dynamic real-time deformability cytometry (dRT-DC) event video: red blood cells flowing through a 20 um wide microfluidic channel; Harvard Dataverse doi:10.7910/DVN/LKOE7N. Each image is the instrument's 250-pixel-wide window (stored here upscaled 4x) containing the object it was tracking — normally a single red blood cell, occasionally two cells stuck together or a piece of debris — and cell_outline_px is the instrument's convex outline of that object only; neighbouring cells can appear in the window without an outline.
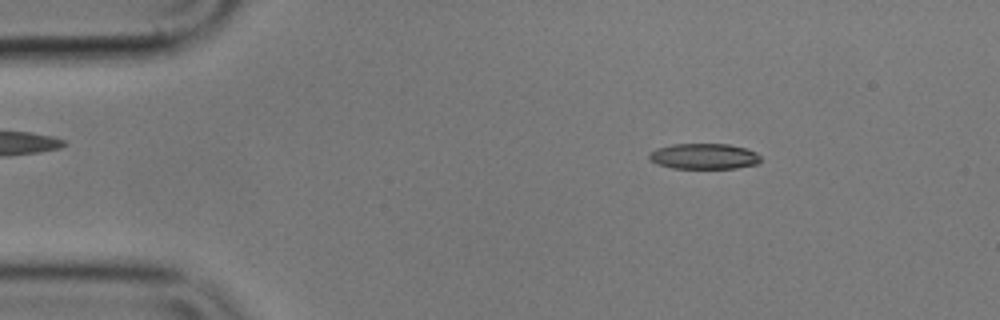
{"species": "common noctule bat (a hibernating species)", "species_latin": "Nyctalus noctula", "temperature_condition": "cold", "stored_images_in_passage": 53, "camera_frame_rate_fps": 3000, "um_per_image_px": 0.085, "animal": {"sex": "male", "body_mass_g": 17.9}, "frame": {"image": 1, "passage_image": 6, "time_ms": 1.667, "image_size_px": [1000, 320], "cell_outline_px": [[760, 160], [756, 164], [736, 168], [672, 168], [656, 164], [648, 160], [648, 156], [656, 148], [672, 144], [728, 144], [744, 148], [756, 152], [760, 156]], "centroid_in_image_um": [59.8, 13.29], "position_along_channel_um": 25.2, "area_um2": 16.65}}
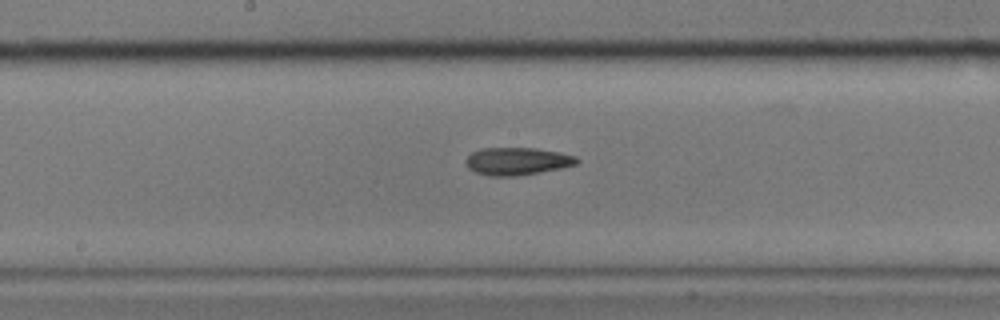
{"frame": {"image": 2, "passage_image": 26, "time_ms": 8.333, "image_size_px": [1000, 320], "cell_outline_px": [[580, 160], [576, 164], [560, 168], [540, 172], [516, 176], [488, 176], [476, 172], [468, 168], [464, 160], [472, 152], [480, 148], [536, 148], [560, 152], [576, 156]], "centroid_in_image_um": [43.95, 13.7], "position_along_channel_um": 204.3, "area_um2": 17.92}}
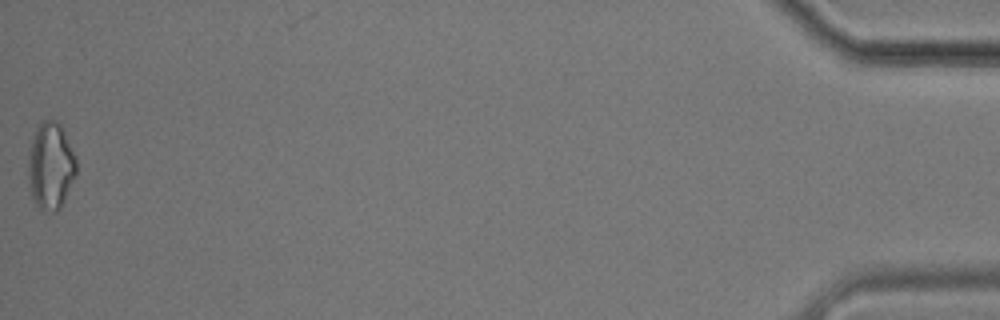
{"frame": {"image": 3, "passage_image": 53, "time_ms": 17.333, "image_size_px": [1000, 320], "cell_outline_px": [[76, 176], [60, 208], [56, 212], [52, 212], [40, 208], [36, 204], [32, 196], [28, 176], [28, 156], [32, 140], [36, 128], [44, 120], [56, 120], [60, 124], [76, 156]], "centroid_in_image_um": [4.32, 14.1], "position_along_channel_um": 430.9, "area_um2": 24.28}, "authors_computed_cell_mechanics": {"area_um2": 17.6868, "velocity_mm_per_s": 3.6024, "shape_relaxation_time_tau1_ms": null, "shape_relaxation_time_tau2_ms": 3.7183, "deformation_change_tau1": null, "deformation_change_tau2": 0.1233}}